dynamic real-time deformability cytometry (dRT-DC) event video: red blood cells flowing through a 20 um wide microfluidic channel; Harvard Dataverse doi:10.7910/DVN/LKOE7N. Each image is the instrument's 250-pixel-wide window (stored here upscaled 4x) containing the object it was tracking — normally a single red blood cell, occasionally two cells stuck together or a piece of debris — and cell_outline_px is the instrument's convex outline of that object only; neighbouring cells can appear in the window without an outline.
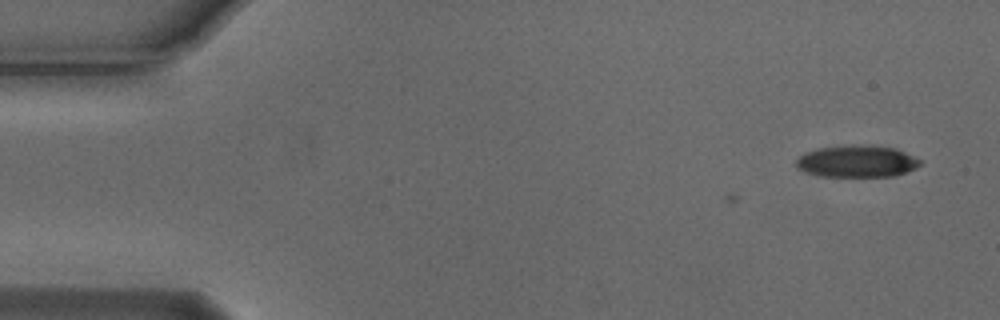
{"species": "Egyptian fruit bat (a non-hibernating species)", "species_latin": "Rousettus aegyptiacus", "temperature_condition": "cold", "stored_images_in_passage": 3, "camera_frame_rate_fps": 3000, "um_per_image_px": 0.085, "animal": {"sex": "male"}, "frame": {"image": 1, "passage_image": 1, "time_ms": 0.0, "image_size_px": [1000, 320], "cell_outline_px": [[920, 164], [916, 168], [908, 172], [896, 176], [820, 176], [804, 172], [796, 168], [796, 160], [804, 152], [820, 148], [852, 144], [892, 148], [904, 152], [920, 160]], "centroid_in_image_um": [72.8, 13.72], "position_along_channel_um": 12.2, "area_um2": 22.95}}